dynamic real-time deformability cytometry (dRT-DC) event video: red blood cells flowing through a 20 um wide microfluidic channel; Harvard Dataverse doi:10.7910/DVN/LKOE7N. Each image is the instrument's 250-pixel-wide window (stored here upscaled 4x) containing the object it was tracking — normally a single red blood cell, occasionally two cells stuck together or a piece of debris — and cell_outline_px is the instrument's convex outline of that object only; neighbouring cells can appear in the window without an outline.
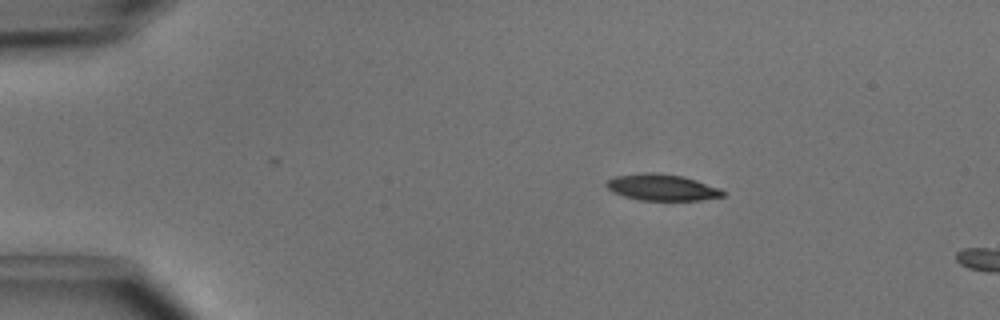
{"species": "common noctule bat (a hibernating species)", "species_latin": "Nyctalus noctula", "temperature_condition": "cold", "stored_images_in_passage": 11, "camera_frame_rate_fps": 3000, "um_per_image_px": 0.085, "animal": {"sex": "male", "body_mass_g": 15.6}, "frame": {"image": 1, "passage_image": 8, "time_ms": 2.333, "image_size_px": [1000, 320], "cell_outline_px": [[724, 196], [700, 200], [640, 200], [624, 196], [612, 192], [604, 184], [608, 180], [616, 176], [644, 172], [656, 172], [684, 176], [720, 188], [724, 192]], "centroid_in_image_um": [56.26, 15.92], "position_along_channel_um": 28.7, "area_um2": 17.92}}